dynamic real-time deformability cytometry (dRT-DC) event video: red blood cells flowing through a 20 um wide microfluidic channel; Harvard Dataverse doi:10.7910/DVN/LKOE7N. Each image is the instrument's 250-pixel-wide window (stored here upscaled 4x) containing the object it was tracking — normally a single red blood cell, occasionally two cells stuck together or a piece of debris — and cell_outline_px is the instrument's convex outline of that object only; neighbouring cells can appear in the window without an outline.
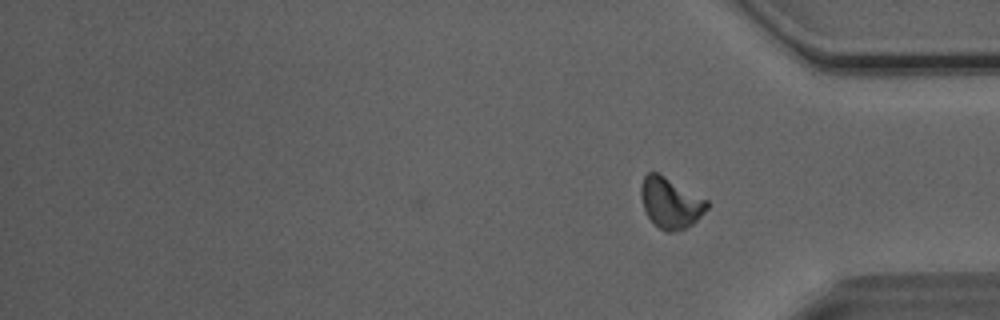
{"species": "Egyptian fruit bat (a non-hibernating species)", "species_latin": "Rousettus aegyptiacus", "temperature_condition": "room temperature", "stored_images_in_passage": 39, "camera_frame_rate_fps": 3000, "um_per_image_px": 0.085, "animal": {"sex": "male"}, "frame": {"image": 1, "passage_image": 39, "time_ms": 12.667, "image_size_px": [1000, 320], "cell_outline_px": [[708, 208], [692, 224], [684, 228], [672, 232], [668, 232], [660, 228], [648, 216], [644, 208], [640, 192], [640, 188], [644, 176], [648, 172], [656, 172], [664, 176], [708, 200]], "centroid_in_image_um": [56.99, 17.23], "position_along_channel_um": 378.2, "area_um2": 19.07}, "authors_computed_cell_mechanics": {"area_um2": 19.4208, "velocity_mm_per_s": 4.0558, "shape_relaxation_time_tau1_ms": 4.5983, "shape_relaxation_time_tau2_ms": 2.5926, "deformation_change_tau1": 0.1434, "deformation_change_tau2": 0.0931}}